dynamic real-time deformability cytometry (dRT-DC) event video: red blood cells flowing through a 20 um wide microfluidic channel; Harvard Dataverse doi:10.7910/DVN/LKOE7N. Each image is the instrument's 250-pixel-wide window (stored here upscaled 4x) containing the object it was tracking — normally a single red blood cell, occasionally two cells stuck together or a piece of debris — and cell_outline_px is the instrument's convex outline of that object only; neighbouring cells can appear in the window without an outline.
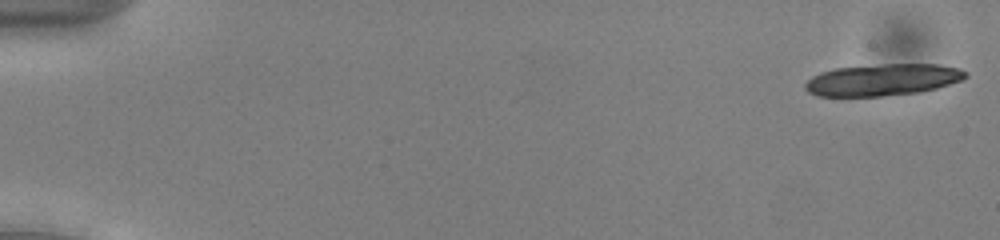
{"species": "common noctule bat (a hibernating species)", "species_latin": "Nyctalus noctula", "temperature_condition": "cold", "stored_images_in_passage": 19, "camera_frame_rate_fps": 3000, "um_per_image_px": 0.085, "animal": {"sex": "male", "body_mass_g": 13.0, "forearm_length_mm": 53.1}, "frame": {"image": 1, "passage_image": 1, "time_ms": 0.0, "image_size_px": [1000, 240], "cell_outline_px": [[968, 76], [964, 80], [936, 88], [920, 92], [880, 96], [816, 96], [808, 92], [804, 88], [804, 84], [812, 76], [820, 72], [836, 68], [884, 64], [936, 64], [960, 68], [968, 72]], "centroid_in_image_um": [75.05, 6.78], "position_along_channel_um": 10.0, "area_um2": 29.82}}